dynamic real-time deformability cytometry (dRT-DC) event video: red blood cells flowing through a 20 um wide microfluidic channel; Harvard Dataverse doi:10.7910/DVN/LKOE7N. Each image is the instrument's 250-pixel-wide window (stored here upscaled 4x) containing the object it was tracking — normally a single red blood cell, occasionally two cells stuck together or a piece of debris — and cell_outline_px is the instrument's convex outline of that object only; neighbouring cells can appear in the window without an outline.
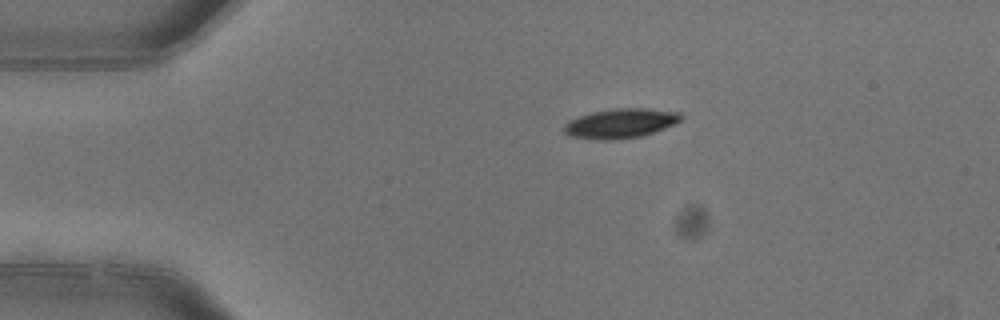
{"species": "common noctule bat (a hibernating species)", "species_latin": "Nyctalus noctula", "temperature_condition": "warm", "stored_images_in_passage": 5, "camera_frame_rate_fps": 3000, "um_per_image_px": 0.085, "animal": {"sex": "female"}, "frame": {"image": 1, "passage_image": 5, "time_ms": 1.333, "image_size_px": [1000, 320], "cell_outline_px": [[684, 116], [680, 120], [664, 128], [640, 136], [612, 140], [600, 140], [568, 136], [564, 132], [564, 124], [568, 120], [580, 116], [596, 112], [616, 108], [644, 108], [680, 112]], "centroid_in_image_um": [52.72, 10.49], "position_along_channel_um": 32.3, "area_um2": 19.88}}